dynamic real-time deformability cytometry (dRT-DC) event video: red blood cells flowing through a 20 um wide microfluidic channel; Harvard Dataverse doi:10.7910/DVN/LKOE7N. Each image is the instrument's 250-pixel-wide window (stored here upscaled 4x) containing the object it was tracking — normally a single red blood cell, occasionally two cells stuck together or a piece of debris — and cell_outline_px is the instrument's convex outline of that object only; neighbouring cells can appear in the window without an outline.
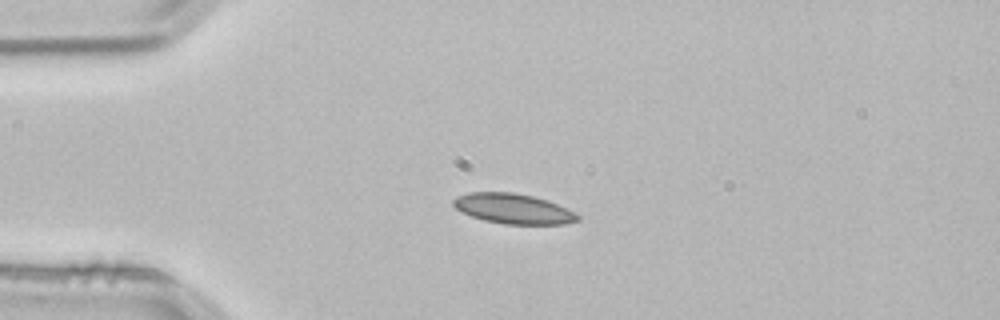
{"species": "common noctule bat (a hibernating species)", "species_latin": "Nyctalus noctula", "temperature_condition": "room temperature", "stored_images_in_passage": 3, "camera_frame_rate_fps": 3000, "um_per_image_px": 0.085, "animal": {"sex": "male", "body_mass_g": 21.5, "forearm_length_mm": 52.0}, "frame": {"image": 1, "passage_image": 2, "time_ms": 0.333, "image_size_px": [1000, 320], "cell_outline_px": [[580, 220], [564, 224], [504, 224], [484, 220], [460, 212], [452, 204], [452, 200], [456, 196], [468, 192], [512, 192], [532, 196], [548, 200], [576, 212], [580, 216]], "centroid_in_image_um": [43.62, 17.74], "position_along_channel_um": 41.4, "area_um2": 21.96}}
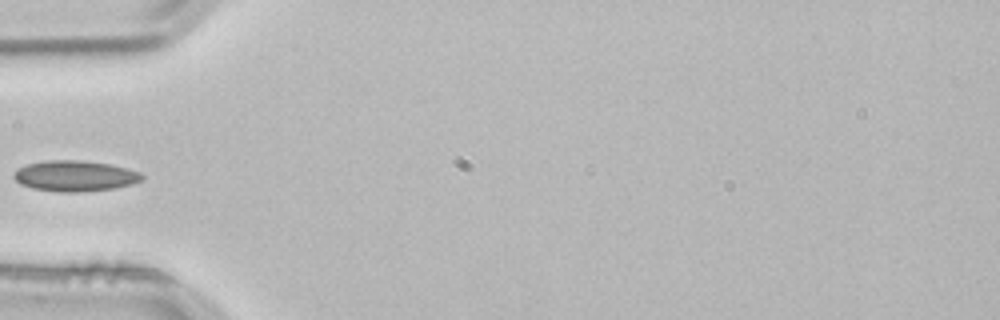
{"frame": {"image": 2, "passage_image": 3, "time_ms": 0.667, "image_size_px": [1000, 320], "cell_outline_px": [[144, 176], [140, 180], [132, 184], [116, 188], [76, 192], [56, 192], [32, 188], [20, 184], [12, 176], [12, 172], [16, 168], [28, 164], [44, 160], [80, 160], [108, 164], [128, 168], [140, 172]], "centroid_in_image_um": [6.32, 14.95], "position_along_channel_um": 78.7, "area_um2": 23.12}}